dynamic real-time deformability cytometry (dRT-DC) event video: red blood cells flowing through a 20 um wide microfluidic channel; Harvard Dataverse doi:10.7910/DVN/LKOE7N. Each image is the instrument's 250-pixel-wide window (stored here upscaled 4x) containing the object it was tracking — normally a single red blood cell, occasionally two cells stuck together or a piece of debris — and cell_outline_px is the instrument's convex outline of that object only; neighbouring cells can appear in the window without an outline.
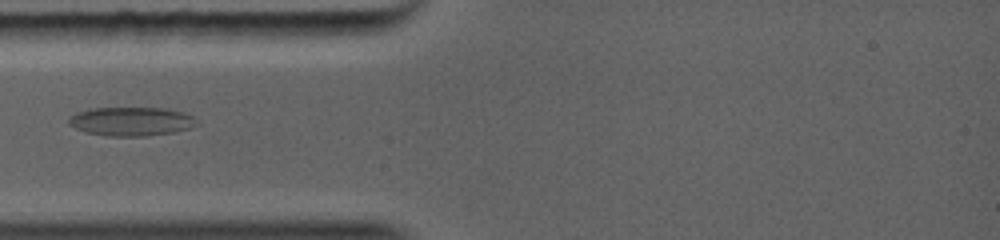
{"species": "common noctule bat (a hibernating species)", "species_latin": "Nyctalus noctula", "temperature_condition": "warm", "stored_images_in_passage": 24, "camera_frame_rate_fps": 5000, "um_per_image_px": 0.085, "animal": {"sex": "female", "body_mass_g": 19.0, "forearm_length_mm": 56.7}, "frame": {"image": 1, "passage_image": 1, "time_ms": 0.0, "image_size_px": [1000, 240], "cell_outline_px": [[188, 116], [184, 128], [168, 132], [136, 136], [116, 136], [88, 132], [72, 124], [72, 116], [80, 112], [92, 108], [164, 108], [180, 112]], "centroid_in_image_um": [11.01, 10.29], "position_along_channel_um": 74.0, "area_um2": 19.48}}
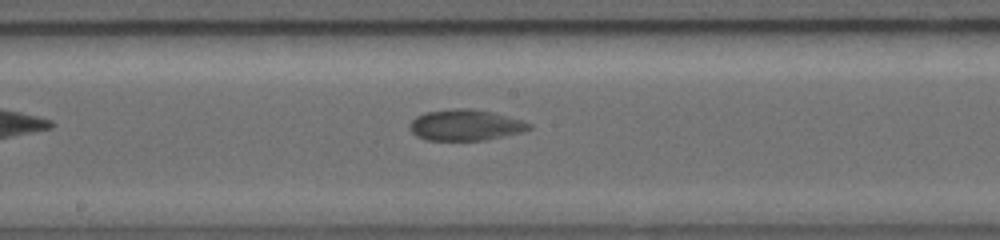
{"frame": {"image": 2, "passage_image": 6, "time_ms": 2.8, "image_size_px": [1000, 240], "cell_outline_px": [[528, 128], [476, 140], [436, 140], [424, 136], [416, 132], [412, 128], [412, 124], [420, 116], [428, 112], [492, 112], [524, 124]], "centroid_in_image_um": [39.47, 10.67], "position_along_channel_um": 208.7, "area_um2": 18.03}}
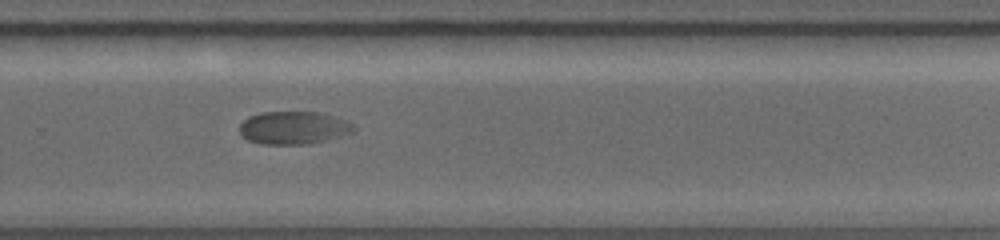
{"frame": {"image": 3, "passage_image": 11, "time_ms": 4.8, "image_size_px": [1000, 240], "cell_outline_px": [[328, 116], [308, 140], [296, 144], [268, 144], [252, 140], [244, 136], [240, 128], [244, 120], [252, 116], [264, 112], [316, 112]], "centroid_in_image_um": [23.98, 10.8], "position_along_channel_um": 305.8, "area_um2": 15.9}}